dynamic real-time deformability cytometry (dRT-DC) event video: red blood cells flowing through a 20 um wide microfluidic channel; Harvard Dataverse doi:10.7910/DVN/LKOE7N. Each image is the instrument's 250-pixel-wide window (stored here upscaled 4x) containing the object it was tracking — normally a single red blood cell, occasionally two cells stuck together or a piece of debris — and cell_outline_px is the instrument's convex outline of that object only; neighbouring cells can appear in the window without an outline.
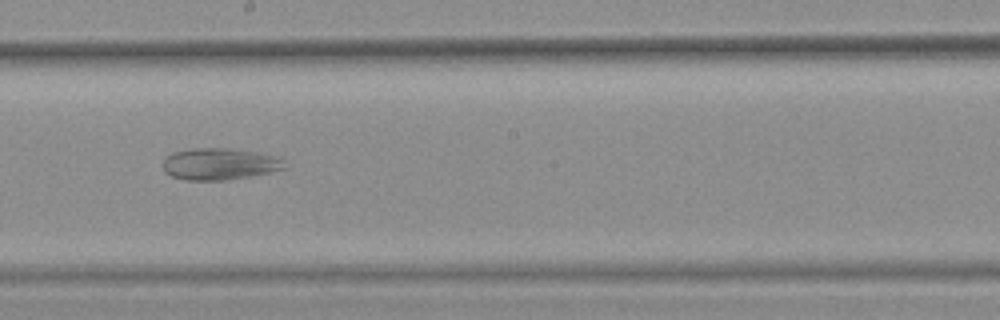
{"species": "common noctule bat (a hibernating species)", "species_latin": "Nyctalus noctula", "temperature_condition": "warm", "stored_images_in_passage": 19, "camera_frame_rate_fps": 3000, "um_per_image_px": 0.085, "animal": {"sex": "female", "body_mass_g": 25.1}, "frame": {"image": 1, "passage_image": 16, "time_ms": 5.0, "image_size_px": [1000, 320], "cell_outline_px": [[284, 168], [252, 176], [224, 180], [184, 180], [172, 176], [164, 172], [160, 164], [164, 156], [172, 152], [192, 148], [232, 148], [260, 152], [280, 156], [284, 160]], "centroid_in_image_um": [18.61, 13.92], "position_along_channel_um": 229.6, "area_um2": 23.0}}